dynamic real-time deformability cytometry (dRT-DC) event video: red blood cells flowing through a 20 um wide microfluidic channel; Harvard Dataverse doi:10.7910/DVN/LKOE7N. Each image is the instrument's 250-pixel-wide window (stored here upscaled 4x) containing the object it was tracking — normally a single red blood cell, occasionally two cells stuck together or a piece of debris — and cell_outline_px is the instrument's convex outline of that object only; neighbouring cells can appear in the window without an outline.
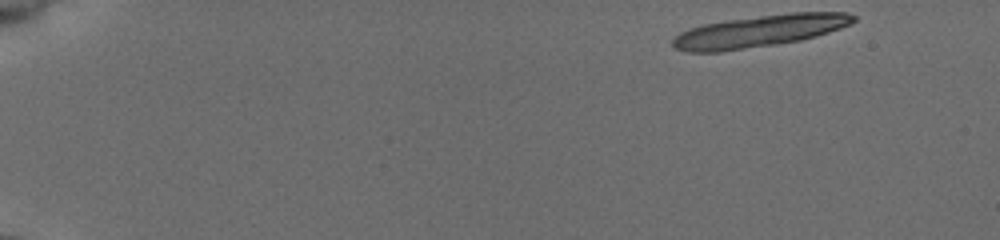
{"species": "common noctule bat (a hibernating species)", "species_latin": "Nyctalus noctula", "temperature_condition": "cold", "stored_images_in_passage": 19, "segment_of_instrument_passage": [1, 2], "camera_frame_rate_fps": 3000, "um_per_image_px": 0.085, "animal": {"sex": "female", "body_mass_g": 19.5, "forearm_length_mm": 54.1}, "frame": {"image": 1, "passage_image": 1, "time_ms": 0.0, "image_size_px": [1000, 240], "cell_outline_px": [[856, 20], [840, 28], [816, 36], [800, 40], [720, 52], [688, 52], [672, 48], [672, 40], [680, 32], [688, 28], [704, 24], [728, 20], [792, 12], [848, 12], [856, 16]], "centroid_in_image_um": [64.52, 2.64], "position_along_channel_um": 20.5, "area_um2": 33.41}}